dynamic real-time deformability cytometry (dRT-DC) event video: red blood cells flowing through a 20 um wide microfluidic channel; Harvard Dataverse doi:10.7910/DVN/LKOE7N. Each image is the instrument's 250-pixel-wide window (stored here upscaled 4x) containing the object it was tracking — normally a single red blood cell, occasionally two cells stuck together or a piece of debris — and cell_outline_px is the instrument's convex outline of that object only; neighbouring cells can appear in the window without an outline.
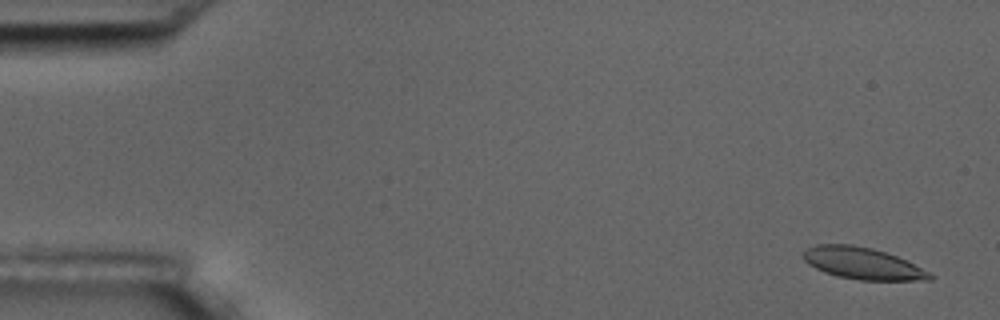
{"species": "common noctule bat (a hibernating species)", "species_latin": "Nyctalus noctula", "temperature_condition": "room temperature", "stored_images_in_passage": 13, "camera_frame_rate_fps": 3000, "um_per_image_px": 0.085, "animal": {"sex": "male", "body_mass_g": 17.5, "forearm_length_mm": 52.3}, "frame": {"image": 1, "passage_image": 1, "time_ms": 0.0, "image_size_px": [1000, 320], "cell_outline_px": [[932, 280], [860, 280], [836, 276], [824, 272], [808, 264], [800, 256], [800, 252], [816, 244], [852, 244], [872, 248], [896, 256], [928, 272], [932, 276]], "centroid_in_image_um": [73.21, 22.38], "position_along_channel_um": 11.8, "area_um2": 23.29}}
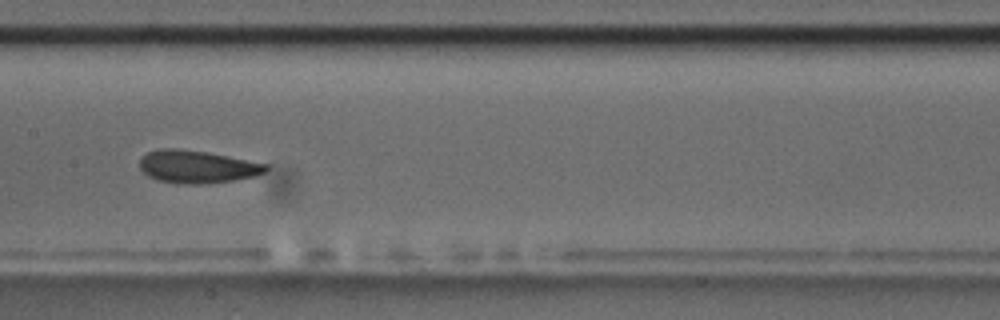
{"frame": {"image": 2, "passage_image": 8, "time_ms": 8.667, "image_size_px": [1000, 320], "cell_outline_px": [[268, 168], [264, 172], [256, 176], [232, 180], [204, 184], [176, 184], [156, 180], [148, 176], [140, 168], [140, 156], [156, 148], [176, 148], [204, 152], [268, 164]], "centroid_in_image_um": [16.69, 14.18], "position_along_channel_um": 190.7, "area_um2": 24.04}}
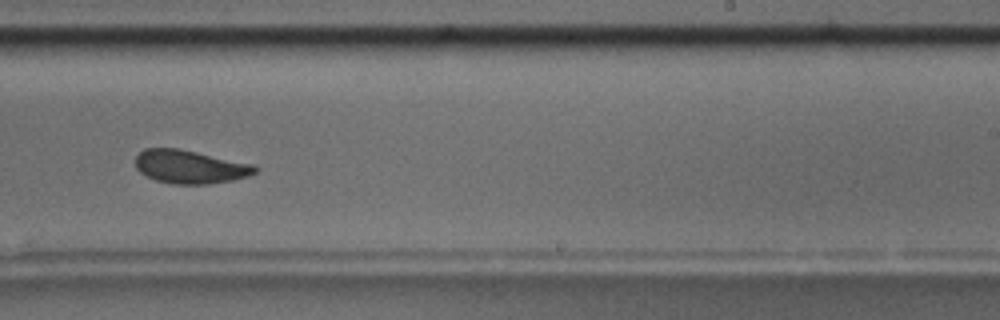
{"frame": {"image": 3, "passage_image": 10, "time_ms": 11.0, "image_size_px": [1000, 320], "cell_outline_px": [[260, 168], [256, 172], [248, 176], [232, 180], [208, 184], [172, 184], [156, 180], [140, 172], [136, 168], [136, 156], [144, 148], [180, 148], [252, 164]], "centroid_in_image_um": [16.15, 14.17], "position_along_channel_um": 272.8, "area_um2": 23.24}, "authors_computed_cell_mechanics": {"area_um2": 23.6402, "velocity_mm_per_s": 3.5391, "shape_relaxation_time_tau1_ms": 5.2517, "shape_relaxation_time_tau2_ms": 1.776, "deformation_change_tau1": 0.1093, "deformation_change_tau2": 0.0759}}